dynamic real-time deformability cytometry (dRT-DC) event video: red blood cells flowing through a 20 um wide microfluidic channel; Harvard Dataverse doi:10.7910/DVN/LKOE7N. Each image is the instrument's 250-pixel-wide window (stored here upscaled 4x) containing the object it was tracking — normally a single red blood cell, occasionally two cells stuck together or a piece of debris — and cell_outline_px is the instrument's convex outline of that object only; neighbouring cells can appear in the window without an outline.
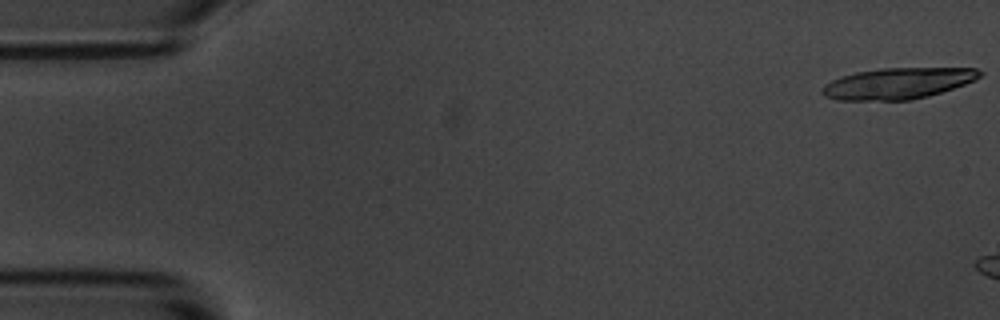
{"species": "common noctule bat (a hibernating species)", "species_latin": "Nyctalus noctula", "temperature_condition": "room temperature", "stored_images_in_passage": 6, "camera_frame_rate_fps": 3000, "um_per_image_px": 0.085, "animal": {"sex": "male", "body_mass_g": 20.1, "forearm_length_mm": 53.5}, "frame": {"image": 1, "passage_image": 1, "time_ms": 0.0, "image_size_px": [1000, 320], "cell_outline_px": [[984, 72], [976, 80], [928, 96], [912, 100], [836, 100], [824, 96], [820, 92], [820, 88], [824, 84], [840, 76], [856, 72], [880, 68], [976, 68]], "centroid_in_image_um": [76.27, 7.09], "position_along_channel_um": 8.7, "area_um2": 28.73}}